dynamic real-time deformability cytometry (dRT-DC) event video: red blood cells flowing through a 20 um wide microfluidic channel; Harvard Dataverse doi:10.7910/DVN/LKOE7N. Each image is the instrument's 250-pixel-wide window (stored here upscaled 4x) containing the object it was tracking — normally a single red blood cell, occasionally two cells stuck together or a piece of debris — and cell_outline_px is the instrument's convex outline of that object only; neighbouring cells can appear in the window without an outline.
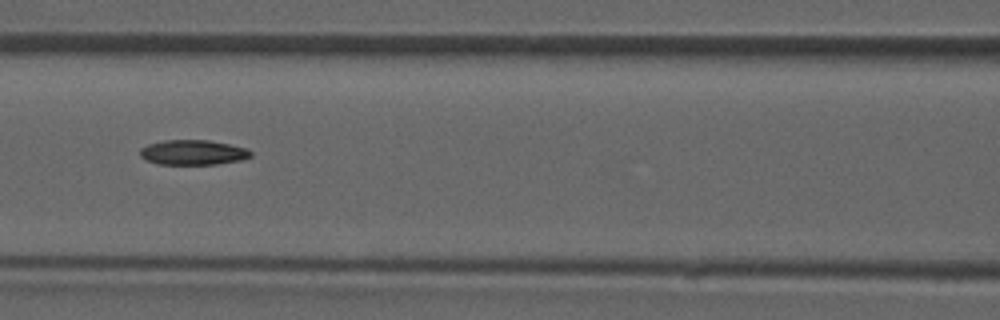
{"species": "common noctule bat (a hibernating species)", "species_latin": "Nyctalus noctula", "temperature_condition": "room temperature", "stored_images_in_passage": 48, "camera_frame_rate_fps": 3000, "um_per_image_px": 0.085, "animal": {"sex": "male", "forearm_length_mm": 52.5}, "frame": {"image": 1, "passage_image": 21, "time_ms": 6.667, "image_size_px": [1000, 320], "cell_outline_px": [[252, 156], [244, 160], [216, 164], [156, 164], [140, 156], [140, 148], [148, 144], [164, 140], [208, 140], [248, 148], [252, 152]], "centroid_in_image_um": [16.44, 12.95], "position_along_channel_um": 150.2, "area_um2": 16.18}}